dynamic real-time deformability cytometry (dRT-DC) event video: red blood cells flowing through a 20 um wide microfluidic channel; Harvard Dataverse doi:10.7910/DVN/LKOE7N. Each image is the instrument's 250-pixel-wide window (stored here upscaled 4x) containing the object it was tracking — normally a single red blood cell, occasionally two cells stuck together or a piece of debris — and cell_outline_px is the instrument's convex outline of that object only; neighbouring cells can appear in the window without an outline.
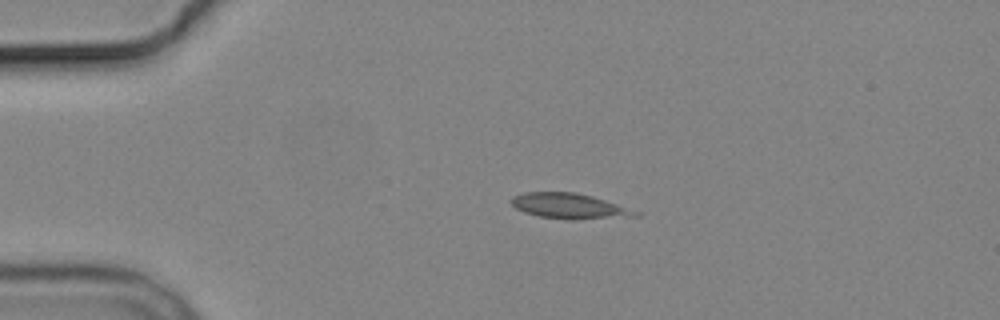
{"species": "common noctule bat (a hibernating species)", "species_latin": "Nyctalus noctula", "temperature_condition": "cold", "stored_images_in_passage": 3, "camera_frame_rate_fps": 3000, "um_per_image_px": 0.085, "animal": {"sex": "male", "body_mass_g": 19.2, "forearm_length_mm": 51.8}, "frame": {"image": 1, "passage_image": 2, "time_ms": 2.0, "image_size_px": [1000, 320], "cell_outline_px": [[640, 216], [572, 220], [540, 216], [524, 212], [516, 208], [512, 204], [512, 196], [524, 192], [576, 192], [592, 196], [640, 212]], "centroid_in_image_um": [48.4, 17.51], "position_along_channel_um": 36.6, "area_um2": 18.21}}